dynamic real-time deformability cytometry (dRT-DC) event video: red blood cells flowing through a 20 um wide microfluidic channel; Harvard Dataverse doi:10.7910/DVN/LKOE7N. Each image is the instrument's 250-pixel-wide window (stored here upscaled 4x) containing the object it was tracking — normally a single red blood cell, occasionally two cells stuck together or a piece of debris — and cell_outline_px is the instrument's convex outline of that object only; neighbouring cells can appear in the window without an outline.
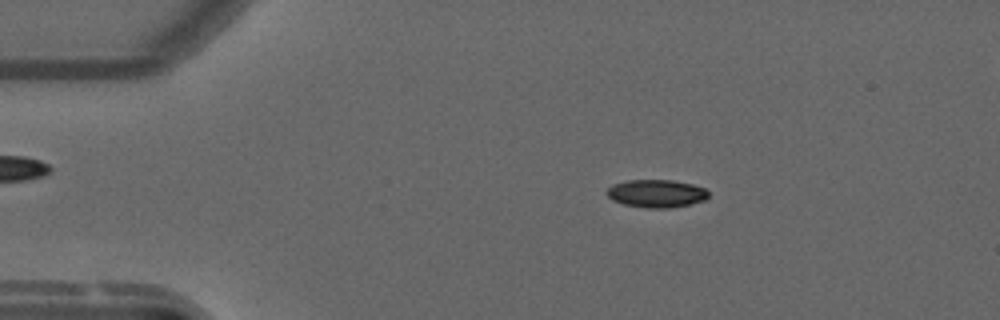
{"species": "common noctule bat (a hibernating species)", "species_latin": "Nyctalus noctula", "temperature_condition": "warm", "stored_images_in_passage": 50, "camera_frame_rate_fps": 3000, "um_per_image_px": 0.085, "animal": {"sex": "male", "forearm_length_mm": 52.5}, "frame": {"image": 1, "passage_image": 6, "time_ms": 1.667, "image_size_px": [1000, 320], "cell_outline_px": [[708, 196], [704, 200], [672, 208], [644, 208], [624, 204], [612, 200], [604, 192], [612, 184], [628, 180], [672, 180], [692, 184], [704, 188], [708, 192]], "centroid_in_image_um": [55.75, 16.45], "position_along_channel_um": 29.2, "area_um2": 16.53}}
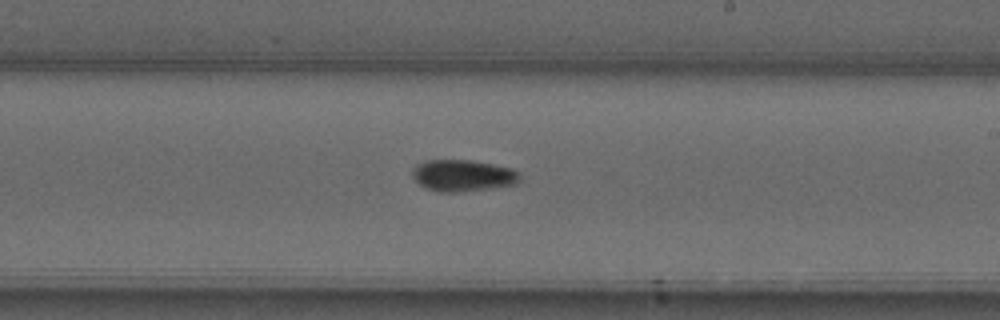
{"frame": {"image": 2, "passage_image": 28, "time_ms": 9.0, "image_size_px": [1000, 320], "cell_outline_px": [[520, 180], [516, 184], [492, 188], [456, 192], [440, 192], [428, 188], [420, 184], [412, 176], [412, 168], [416, 164], [424, 160], [472, 160], [512, 168], [520, 172]], "centroid_in_image_um": [39.35, 14.91], "position_along_channel_um": 249.6, "area_um2": 19.88}}
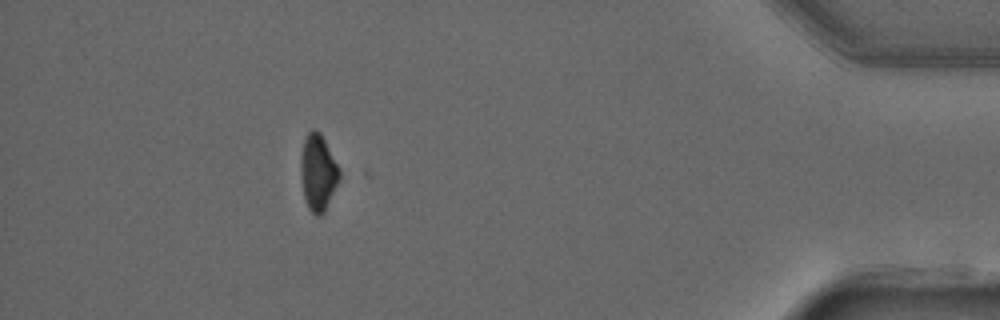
{"frame": {"image": 3, "passage_image": 45, "time_ms": 14.667, "image_size_px": [1000, 320], "cell_outline_px": [[340, 180], [324, 212], [320, 216], [316, 216], [308, 208], [304, 196], [300, 168], [300, 160], [304, 140], [308, 132], [312, 128], [316, 128], [320, 132], [340, 168]], "centroid_in_image_um": [27.04, 14.65], "position_along_channel_um": 408.2, "area_um2": 17.28}, "authors_computed_cell_mechanics": {"area_um2": 18.0914, "velocity_mm_per_s": 3.7784, "shape_relaxation_time_tau1_ms": 9.3238, "shape_relaxation_time_tau2_ms": 8.9654, "deformation_change_tau1": 0.2276, "deformation_change_tau2": 0.0974}}